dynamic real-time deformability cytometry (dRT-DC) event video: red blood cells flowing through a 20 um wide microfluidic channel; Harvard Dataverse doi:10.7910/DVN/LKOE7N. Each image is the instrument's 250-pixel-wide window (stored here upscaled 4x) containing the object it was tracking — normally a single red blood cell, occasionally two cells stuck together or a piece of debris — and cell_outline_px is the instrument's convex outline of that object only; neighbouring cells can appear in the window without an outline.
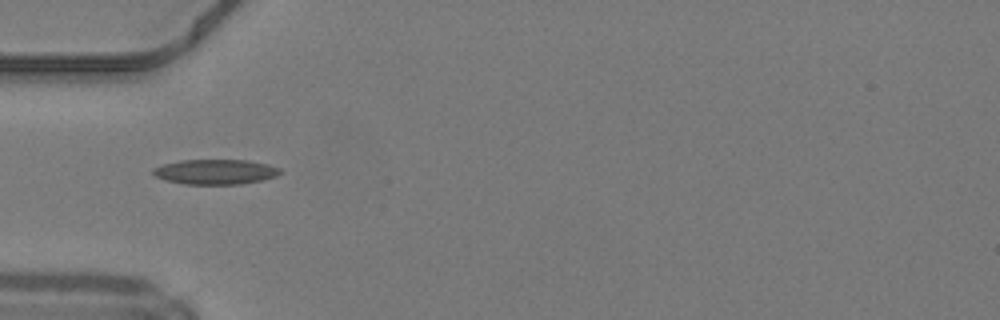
{"species": "common noctule bat (a hibernating species)", "species_latin": "Nyctalus noctula", "temperature_condition": "warm", "stored_images_in_passage": 34, "camera_frame_rate_fps": 3000, "um_per_image_px": 0.085, "animal": {"sex": "male", "body_mass_g": 19.2, "forearm_length_mm": 51.8}, "frame": {"image": 1, "passage_image": 1, "time_ms": 0.0, "image_size_px": [1000, 320], "cell_outline_px": [[280, 172], [276, 176], [260, 180], [240, 184], [184, 184], [164, 180], [156, 176], [152, 172], [152, 168], [164, 164], [180, 160], [248, 160], [268, 164], [280, 168]], "centroid_in_image_um": [18.28, 14.6], "position_along_channel_um": 66.7, "area_um2": 18.44}}
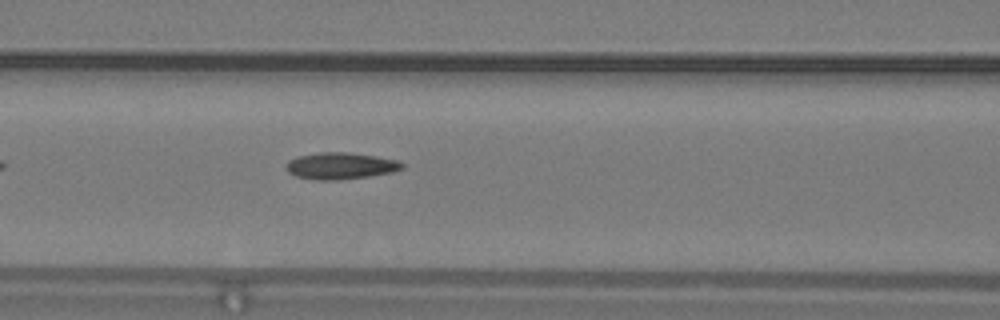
{"frame": {"image": 2, "passage_image": 6, "time_ms": 1.667, "image_size_px": [1000, 320], "cell_outline_px": [[404, 168], [392, 172], [368, 176], [336, 180], [316, 180], [296, 176], [288, 172], [288, 160], [296, 156], [320, 152], [344, 152], [376, 156], [396, 160], [404, 164]], "centroid_in_image_um": [28.94, 14.09], "position_along_channel_um": 137.7, "area_um2": 17.86}}
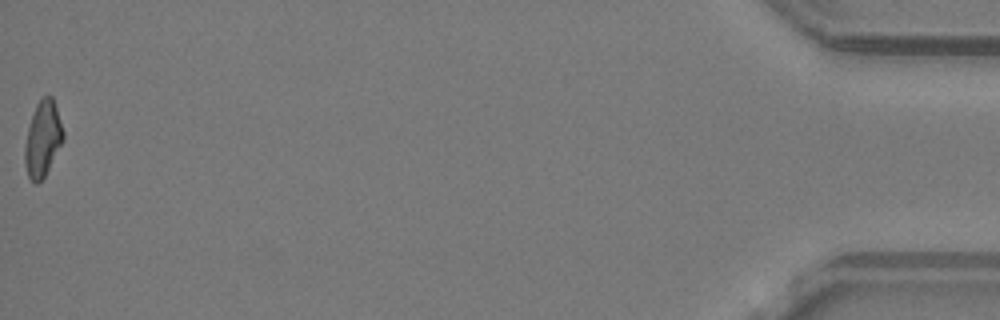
{"frame": {"image": 3, "passage_image": 34, "time_ms": 11.0, "image_size_px": [1000, 320], "cell_outline_px": [[64, 140], [44, 176], [36, 184], [28, 176], [24, 164], [24, 148], [28, 128], [36, 104], [40, 96], [52, 96], [64, 132]], "centroid_in_image_um": [3.63, 11.79], "position_along_channel_um": 431.6, "area_um2": 16.76}, "authors_computed_cell_mechanics": {"area_um2": 17.1666, "velocity_mm_per_s": 4.245, "shape_relaxation_time_tau1_ms": null, "shape_relaxation_time_tau2_ms": 5.5503, "deformation_change_tau1": null, "deformation_change_tau2": 0.1584}}